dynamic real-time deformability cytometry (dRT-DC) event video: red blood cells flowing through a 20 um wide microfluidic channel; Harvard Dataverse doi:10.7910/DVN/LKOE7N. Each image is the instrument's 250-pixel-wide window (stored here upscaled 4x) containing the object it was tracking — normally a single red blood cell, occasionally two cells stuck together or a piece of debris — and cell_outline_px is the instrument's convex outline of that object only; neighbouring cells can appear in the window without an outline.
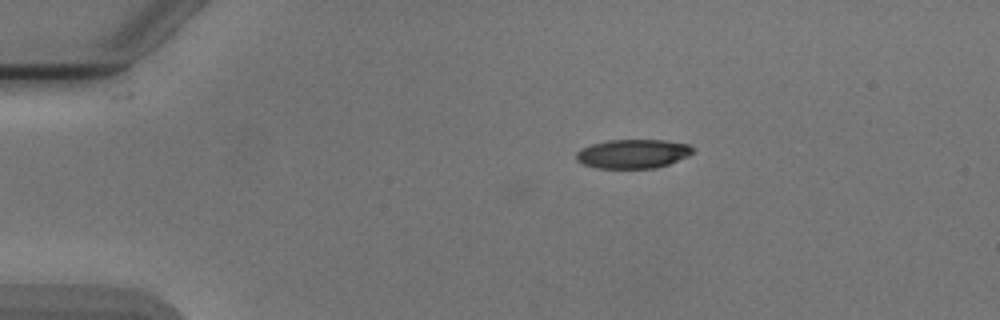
{"species": "Egyptian fruit bat (a non-hibernating species)", "species_latin": "Rousettus aegyptiacus", "temperature_condition": "cold", "stored_images_in_passage": 3, "camera_frame_rate_fps": 3000, "um_per_image_px": 0.085, "animal": {"sex": "male"}, "frame": {"image": 1, "passage_image": 1, "time_ms": 0.0, "image_size_px": [1000, 320], "cell_outline_px": [[692, 152], [688, 156], [668, 164], [656, 168], [596, 168], [584, 164], [576, 160], [576, 152], [592, 144], [608, 140], [664, 140], [688, 144], [692, 148]], "centroid_in_image_um": [53.79, 13.07], "position_along_channel_um": 31.2, "area_um2": 19.54}}